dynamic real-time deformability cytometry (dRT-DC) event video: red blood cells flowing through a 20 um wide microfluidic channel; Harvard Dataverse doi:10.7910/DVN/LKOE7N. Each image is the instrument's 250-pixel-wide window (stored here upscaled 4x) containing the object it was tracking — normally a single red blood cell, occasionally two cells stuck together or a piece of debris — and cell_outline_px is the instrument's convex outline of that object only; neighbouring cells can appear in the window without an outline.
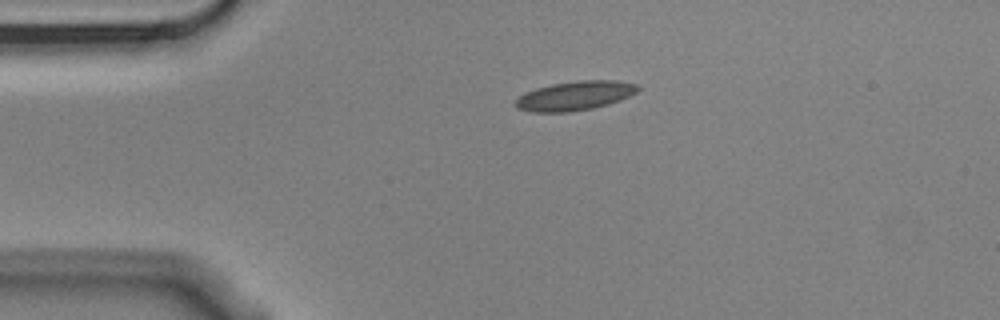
{"species": "Egyptian fruit bat (a non-hibernating species)", "species_latin": "Rousettus aegyptiacus", "temperature_condition": "cold", "stored_images_in_passage": 5, "camera_frame_rate_fps": 3000, "um_per_image_px": 0.085, "animal": {"sex": "male"}, "frame": {"image": 1, "passage_image": 5, "time_ms": 1.333, "image_size_px": [1000, 320], "cell_outline_px": [[640, 88], [636, 92], [620, 100], [608, 104], [592, 108], [568, 112], [532, 112], [516, 108], [512, 104], [524, 92], [536, 88], [552, 84], [580, 80], [612, 80], [636, 84]], "centroid_in_image_um": [48.82, 8.14], "position_along_channel_um": 36.2, "area_um2": 20.75}}